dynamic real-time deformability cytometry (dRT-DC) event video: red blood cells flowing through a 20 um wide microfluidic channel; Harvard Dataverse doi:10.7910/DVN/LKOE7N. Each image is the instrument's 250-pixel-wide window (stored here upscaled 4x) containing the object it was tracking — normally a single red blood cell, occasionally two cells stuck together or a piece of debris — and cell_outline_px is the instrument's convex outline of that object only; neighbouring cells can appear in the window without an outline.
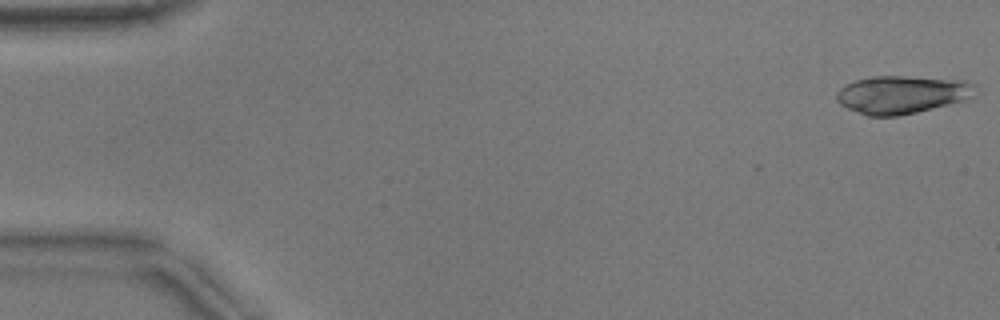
{"species": "common noctule bat (a hibernating species)", "species_latin": "Nyctalus noctula", "temperature_condition": "warm", "stored_images_in_passage": 52, "camera_frame_rate_fps": 3000, "um_per_image_px": 0.085, "animal": {"sex": "male", "body_mass_g": 17.9}, "frame": {"image": 1, "passage_image": 1, "time_ms": 0.0, "image_size_px": [1000, 320], "cell_outline_px": [[980, 92], [976, 96], [964, 100], [916, 112], [896, 116], [868, 116], [848, 108], [840, 104], [836, 100], [836, 92], [844, 84], [856, 80], [876, 76], [900, 76], [964, 80], [976, 84]], "centroid_in_image_um": [76.71, 8.03], "position_along_channel_um": 8.3, "area_um2": 30.81}}
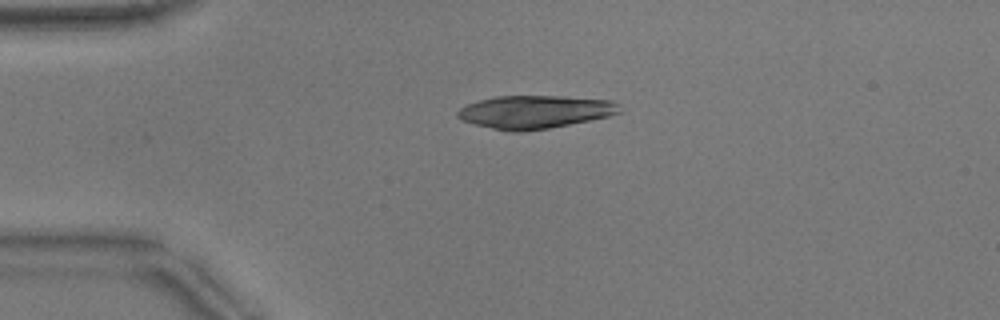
{"frame": {"image": 2, "passage_image": 12, "time_ms": 3.667, "image_size_px": [1000, 320], "cell_outline_px": [[620, 112], [608, 116], [548, 128], [520, 132], [508, 132], [460, 120], [456, 116], [456, 112], [460, 108], [468, 104], [480, 100], [496, 96], [564, 96], [612, 100], [620, 104]], "centroid_in_image_um": [45.45, 9.5], "position_along_channel_um": 39.6, "area_um2": 31.1}}